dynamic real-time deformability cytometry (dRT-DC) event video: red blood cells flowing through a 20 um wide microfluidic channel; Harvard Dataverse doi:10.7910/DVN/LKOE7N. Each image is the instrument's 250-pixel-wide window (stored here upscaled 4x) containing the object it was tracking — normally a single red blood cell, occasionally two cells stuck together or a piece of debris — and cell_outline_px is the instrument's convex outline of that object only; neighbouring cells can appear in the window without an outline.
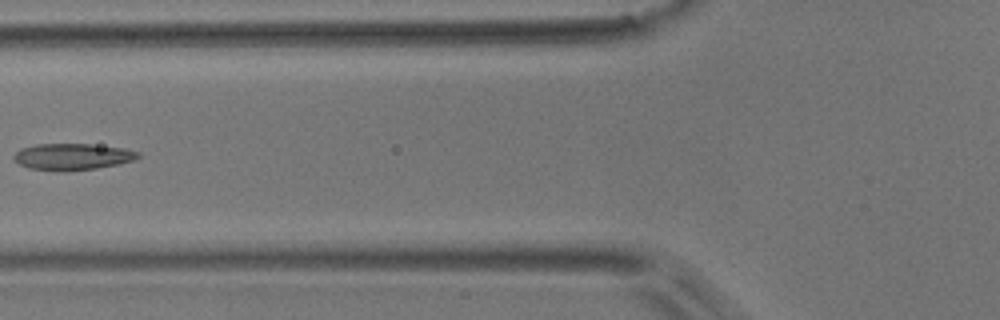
{"species": "common noctule bat (a hibernating species)", "species_latin": "Nyctalus noctula", "temperature_condition": "room temperature", "stored_images_in_passage": 6, "camera_frame_rate_fps": 3000, "um_per_image_px": 0.085, "animal": {"sex": "male", "body_mass_g": 17.9}, "frame": {"image": 1, "passage_image": 5, "time_ms": 4.667, "image_size_px": [1000, 320], "cell_outline_px": [[140, 156], [132, 160], [120, 164], [96, 168], [64, 172], [60, 172], [28, 168], [12, 160], [12, 156], [20, 148], [36, 144], [92, 144], [124, 148], [140, 152]], "centroid_in_image_um": [6.12, 13.32], "position_along_channel_um": 119.7, "area_um2": 19.48}}
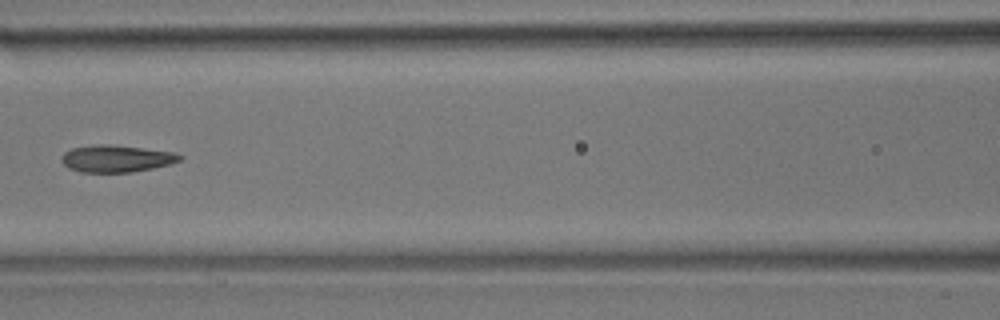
{"frame": {"image": 2, "passage_image": 6, "time_ms": 5.667, "image_size_px": [1000, 320], "cell_outline_px": [[184, 156], [180, 160], [168, 164], [152, 168], [132, 172], [80, 172], [68, 168], [60, 160], [60, 156], [64, 152], [72, 148], [92, 144], [112, 144], [176, 152]], "centroid_in_image_um": [9.86, 13.46], "position_along_channel_um": 156.7, "area_um2": 18.84}}